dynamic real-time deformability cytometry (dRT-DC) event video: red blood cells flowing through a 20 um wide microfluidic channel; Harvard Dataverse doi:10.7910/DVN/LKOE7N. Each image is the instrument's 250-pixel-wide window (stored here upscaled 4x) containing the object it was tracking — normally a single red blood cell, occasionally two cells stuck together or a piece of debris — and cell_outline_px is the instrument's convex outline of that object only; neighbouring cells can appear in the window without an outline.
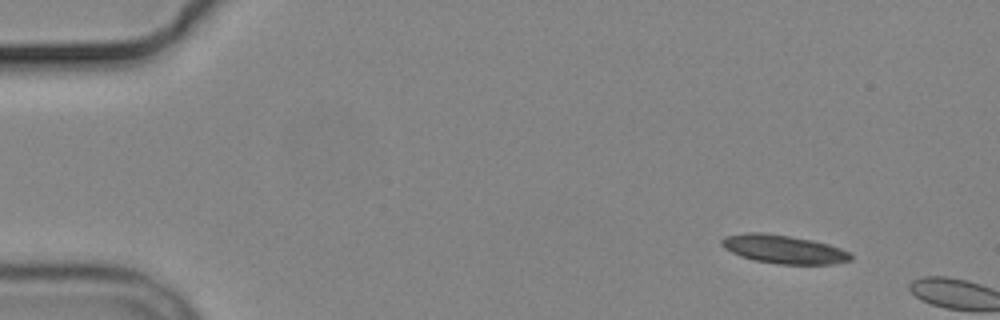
{"species": "common noctule bat (a hibernating species)", "species_latin": "Nyctalus noctula", "temperature_condition": "cold", "stored_images_in_passage": 2, "camera_frame_rate_fps": 3000, "um_per_image_px": 0.085, "animal": {"sex": "male", "body_mass_g": 19.2, "forearm_length_mm": 51.8}, "frame": {"image": 1, "passage_image": 1, "time_ms": 0.0, "image_size_px": [1000, 320], "cell_outline_px": [[852, 260], [832, 264], [780, 264], [756, 260], [740, 256], [724, 248], [720, 244], [720, 240], [724, 236], [748, 232], [764, 232], [812, 240], [828, 244], [852, 252]], "centroid_in_image_um": [66.61, 21.18], "position_along_channel_um": 18.4, "area_um2": 21.44}}